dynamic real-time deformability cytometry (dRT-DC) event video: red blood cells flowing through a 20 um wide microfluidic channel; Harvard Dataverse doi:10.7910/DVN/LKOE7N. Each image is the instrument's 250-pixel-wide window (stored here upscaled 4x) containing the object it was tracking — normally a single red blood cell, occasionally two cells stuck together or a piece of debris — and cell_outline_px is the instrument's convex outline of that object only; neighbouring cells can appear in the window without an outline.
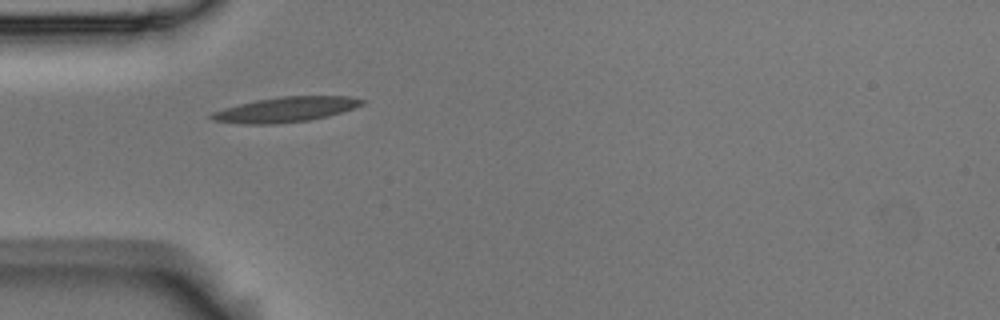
{"species": "Egyptian fruit bat (a non-hibernating species)", "species_latin": "Rousettus aegyptiacus", "temperature_condition": "room temperature", "stored_images_in_passage": 7, "camera_frame_rate_fps": 3000, "um_per_image_px": 0.085, "animal": {"sex": "male"}, "frame": {"image": 1, "passage_image": 1, "time_ms": 0.0, "image_size_px": [1000, 320], "cell_outline_px": [[368, 100], [364, 104], [328, 116], [308, 120], [272, 124], [244, 124], [212, 120], [208, 116], [212, 112], [224, 108], [256, 100], [280, 96], [352, 96]], "centroid_in_image_um": [24.3, 9.3], "position_along_channel_um": 60.7, "area_um2": 21.91}}
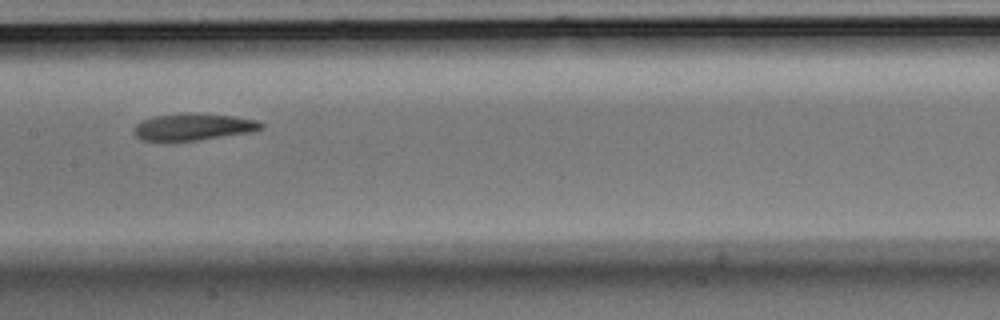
{"frame": {"image": 2, "passage_image": 4, "time_ms": 1.0, "image_size_px": [1000, 320], "cell_outline_px": [[264, 128], [256, 132], [200, 140], [140, 140], [132, 132], [136, 124], [144, 120], [156, 116], [188, 112], [196, 112], [232, 116], [256, 120], [264, 124]], "centroid_in_image_um": [16.5, 10.78], "position_along_channel_um": 190.9, "area_um2": 20.11}}
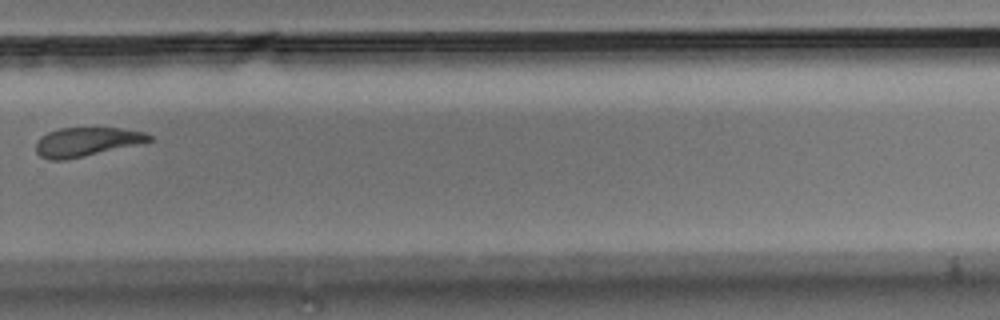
{"frame": {"image": 3, "passage_image": 7, "time_ms": 2.0, "image_size_px": [1000, 320], "cell_outline_px": [[152, 140], [136, 144], [84, 156], [64, 160], [48, 160], [40, 156], [36, 152], [36, 140], [40, 136], [48, 132], [60, 128], [120, 128], [144, 132], [152, 136]], "centroid_in_image_um": [7.29, 12.05], "position_along_channel_um": 322.5, "area_um2": 18.9}}